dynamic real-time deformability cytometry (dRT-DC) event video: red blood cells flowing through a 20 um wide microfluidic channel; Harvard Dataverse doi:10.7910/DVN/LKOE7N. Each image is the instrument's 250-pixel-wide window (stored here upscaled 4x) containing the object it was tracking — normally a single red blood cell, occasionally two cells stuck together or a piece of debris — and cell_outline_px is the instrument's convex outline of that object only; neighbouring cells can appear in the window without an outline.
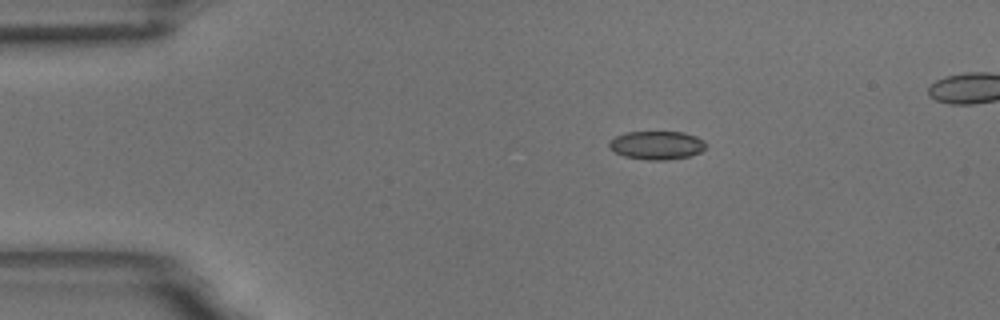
{"species": "common noctule bat (a hibernating species)", "species_latin": "Nyctalus noctula", "temperature_condition": "room temperature", "stored_images_in_passage": 47, "camera_frame_rate_fps": 3000, "um_per_image_px": 0.085, "animal": {"sex": "male", "body_mass_g": 18.8}, "frame": {"image": 1, "passage_image": 1, "time_ms": 0.0, "image_size_px": [1000, 320], "cell_outline_px": [[708, 144], [700, 152], [688, 156], [664, 160], [648, 160], [624, 156], [608, 148], [608, 144], [616, 136], [628, 132], [684, 132], [696, 136], [704, 140]], "centroid_in_image_um": [55.84, 12.34], "position_along_channel_um": 29.2, "area_um2": 15.95}}
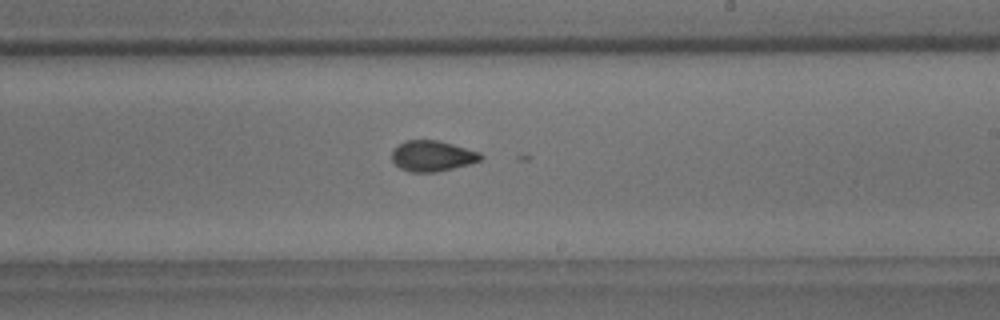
{"frame": {"image": 2, "passage_image": 25, "time_ms": 8.0, "image_size_px": [1000, 320], "cell_outline_px": [[484, 156], [480, 160], [468, 164], [436, 172], [412, 172], [400, 168], [392, 160], [392, 152], [404, 140], [436, 140], [452, 144], [480, 152]], "centroid_in_image_um": [36.75, 13.25], "position_along_channel_um": 252.3, "area_um2": 15.66}}
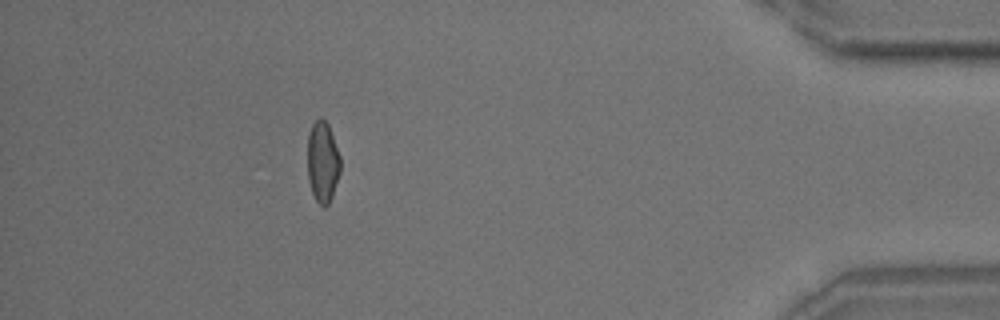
{"frame": {"image": 3, "passage_image": 43, "time_ms": 14.0, "image_size_px": [1000, 320], "cell_outline_px": [[340, 172], [332, 196], [328, 204], [324, 208], [316, 200], [312, 192], [308, 180], [308, 132], [312, 124], [320, 116], [328, 124], [340, 156]], "centroid_in_image_um": [27.42, 13.75], "position_along_channel_um": 407.8, "area_um2": 15.49}}